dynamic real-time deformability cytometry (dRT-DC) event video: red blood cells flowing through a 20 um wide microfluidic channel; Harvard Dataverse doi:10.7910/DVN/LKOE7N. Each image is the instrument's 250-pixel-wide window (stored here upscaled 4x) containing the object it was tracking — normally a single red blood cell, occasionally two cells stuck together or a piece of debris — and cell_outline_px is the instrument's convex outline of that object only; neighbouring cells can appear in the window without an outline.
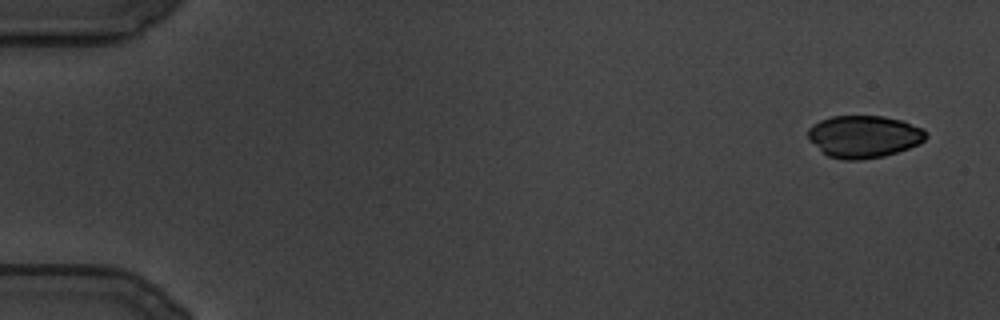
{"species": "common noctule bat (a hibernating species)", "species_latin": "Nyctalus noctula", "temperature_condition": "cold", "stored_images_in_passage": 104, "camera_frame_rate_fps": 3000, "um_per_image_px": 0.085, "animal": {"sex": "male", "body_mass_g": 19.5, "forearm_length_mm": 54.6}, "frame": {"image": 1, "passage_image": 1, "time_ms": 0.0, "image_size_px": [1000, 320], "cell_outline_px": [[928, 136], [920, 144], [884, 156], [860, 160], [844, 160], [828, 156], [808, 140], [808, 128], [812, 124], [820, 120], [832, 116], [884, 116], [904, 120], [920, 128]], "centroid_in_image_um": [73.41, 11.6], "position_along_channel_um": 11.6, "area_um2": 29.13}}